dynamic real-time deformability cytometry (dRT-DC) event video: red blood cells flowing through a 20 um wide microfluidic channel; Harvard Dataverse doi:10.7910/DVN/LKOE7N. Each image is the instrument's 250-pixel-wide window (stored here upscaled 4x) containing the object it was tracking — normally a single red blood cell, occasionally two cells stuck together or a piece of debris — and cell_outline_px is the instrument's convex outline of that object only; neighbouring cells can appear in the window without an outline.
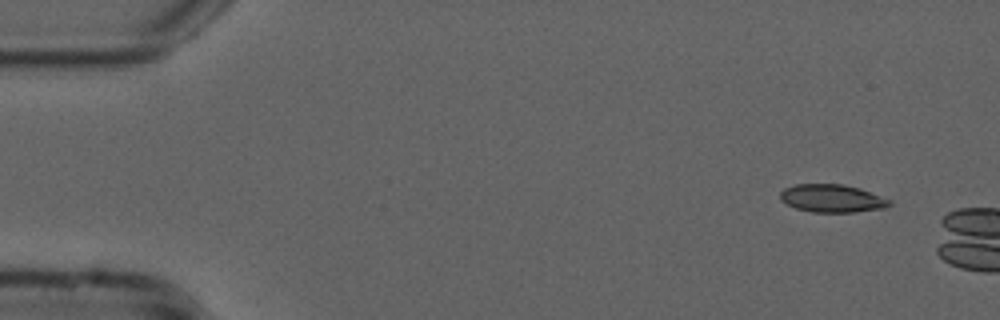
{"species": "common noctule bat (a hibernating species)", "species_latin": "Nyctalus noctula", "temperature_condition": "cold", "stored_images_in_passage": 9, "camera_frame_rate_fps": 3000, "um_per_image_px": 0.085, "animal": {"sex": "male", "forearm_length_mm": 52.5}, "frame": {"image": 1, "passage_image": 1, "time_ms": 0.0, "image_size_px": [1000, 320], "cell_outline_px": [[892, 204], [884, 208], [856, 212], [812, 212], [796, 208], [780, 200], [780, 192], [784, 188], [796, 184], [840, 184], [860, 188], [892, 200]], "centroid_in_image_um": [70.74, 16.86], "position_along_channel_um": 14.3, "area_um2": 17.8}}